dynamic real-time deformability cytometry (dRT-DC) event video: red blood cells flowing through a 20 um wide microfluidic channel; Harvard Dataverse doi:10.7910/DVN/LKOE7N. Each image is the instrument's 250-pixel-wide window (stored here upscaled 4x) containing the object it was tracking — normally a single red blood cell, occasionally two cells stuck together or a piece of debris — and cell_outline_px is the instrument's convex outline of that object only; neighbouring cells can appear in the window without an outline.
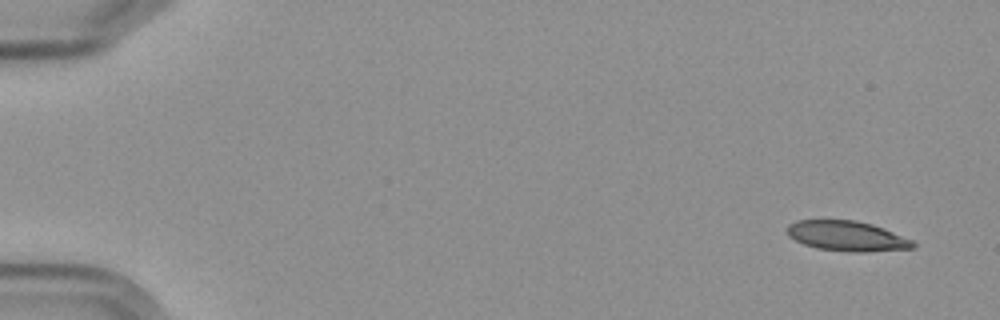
{"species": "Egyptian fruit bat (a non-hibernating species)", "species_latin": "Rousettus aegyptiacus", "temperature_condition": "cold", "stored_images_in_passage": 11, "camera_frame_rate_fps": 3000, "um_per_image_px": 0.085, "frame": {"image": 1, "passage_image": 1, "time_ms": 0.0, "image_size_px": [1000, 320], "cell_outline_px": [[916, 248], [868, 252], [848, 252], [816, 248], [804, 244], [788, 236], [784, 228], [788, 224], [796, 220], [856, 220], [872, 224], [884, 228], [912, 240], [916, 244]], "centroid_in_image_um": [71.97, 20.06], "position_along_channel_um": 13.0, "area_um2": 22.37}}
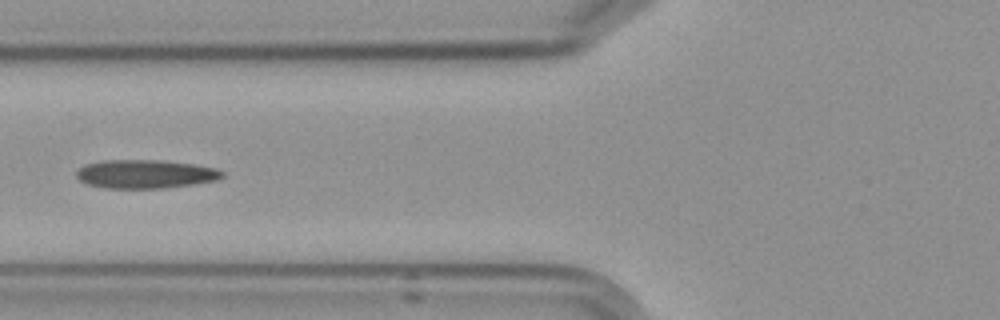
{"frame": {"image": 2, "passage_image": 6, "time_ms": 6.667, "image_size_px": [1000, 320], "cell_outline_px": [[224, 176], [216, 180], [192, 184], [164, 188], [104, 188], [88, 184], [80, 180], [76, 176], [76, 172], [84, 164], [104, 160], [160, 160], [192, 164], [216, 168], [224, 172]], "centroid_in_image_um": [12.34, 14.79], "position_along_channel_um": 113.5, "area_um2": 24.22}}
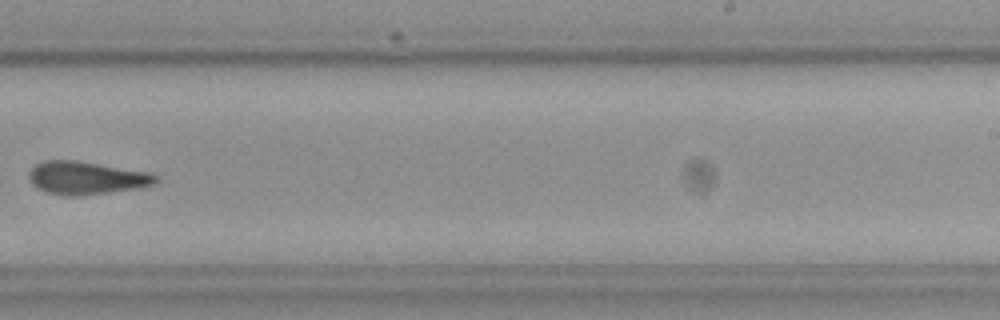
{"frame": {"image": 3, "passage_image": 10, "time_ms": 11.333, "image_size_px": [1000, 320], "cell_outline_px": [[160, 180], [156, 184], [136, 188], [108, 192], [76, 196], [64, 196], [48, 192], [36, 188], [28, 180], [28, 172], [36, 164], [44, 160], [72, 160], [152, 172]], "centroid_in_image_um": [7.33, 15.12], "position_along_channel_um": 281.7, "area_um2": 24.39}}